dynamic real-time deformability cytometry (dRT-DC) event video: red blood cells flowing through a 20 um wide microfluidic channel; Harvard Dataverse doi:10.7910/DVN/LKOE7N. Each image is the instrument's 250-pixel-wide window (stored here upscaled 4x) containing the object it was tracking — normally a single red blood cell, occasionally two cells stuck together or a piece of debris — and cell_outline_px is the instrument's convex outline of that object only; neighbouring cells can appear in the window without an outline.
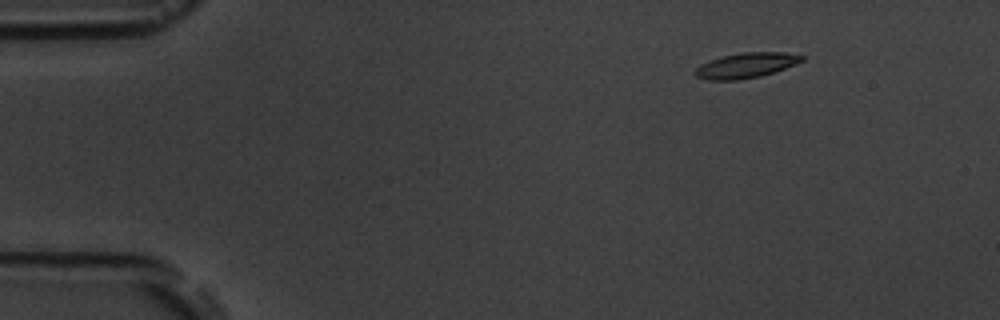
{"species": "common noctule bat (a hibernating species)", "species_latin": "Nyctalus noctula", "temperature_condition": "room temperature", "stored_images_in_passage": 10, "camera_frame_rate_fps": 3000, "um_per_image_px": 0.085, "animal": {"sex": "male", "body_mass_g": 19.5, "forearm_length_mm": 54.6}, "frame": {"image": 1, "passage_image": 2, "time_ms": 2.0, "image_size_px": [1000, 320], "cell_outline_px": [[804, 60], [796, 64], [760, 76], [736, 80], [708, 80], [696, 76], [692, 72], [700, 64], [708, 60], [720, 56], [740, 52], [784, 52], [804, 56]], "centroid_in_image_um": [63.36, 5.55], "position_along_channel_um": 21.6, "area_um2": 15.72}}
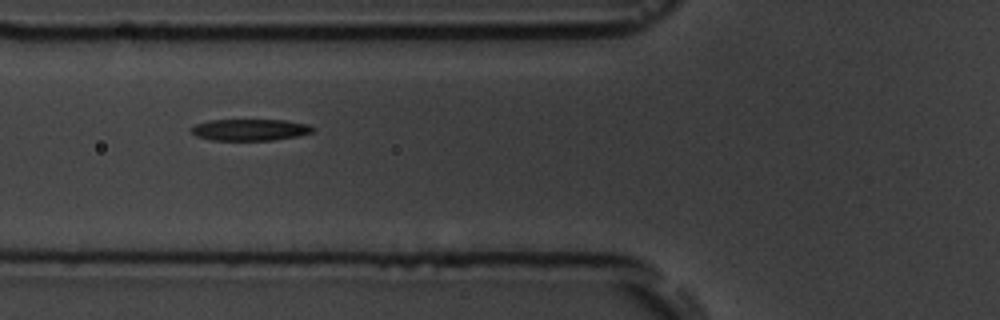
{"frame": {"image": 2, "passage_image": 6, "time_ms": 6.667, "image_size_px": [1000, 320], "cell_outline_px": [[316, 128], [312, 132], [296, 136], [272, 140], [212, 140], [196, 136], [188, 128], [196, 124], [208, 120], [288, 120], [308, 124]], "centroid_in_image_um": [21.24, 11.02], "position_along_channel_um": 104.6, "area_um2": 15.32}}
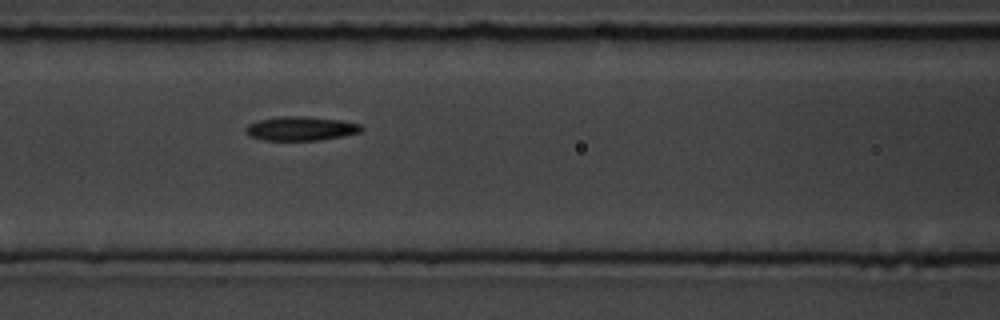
{"frame": {"image": 3, "passage_image": 7, "time_ms": 7.667, "image_size_px": [1000, 320], "cell_outline_px": [[364, 128], [360, 132], [320, 140], [264, 140], [248, 136], [244, 132], [244, 128], [248, 124], [256, 120], [280, 116], [304, 116], [340, 120], [360, 124]], "centroid_in_image_um": [25.5, 10.92], "position_along_channel_um": 141.1, "area_um2": 16.3}}